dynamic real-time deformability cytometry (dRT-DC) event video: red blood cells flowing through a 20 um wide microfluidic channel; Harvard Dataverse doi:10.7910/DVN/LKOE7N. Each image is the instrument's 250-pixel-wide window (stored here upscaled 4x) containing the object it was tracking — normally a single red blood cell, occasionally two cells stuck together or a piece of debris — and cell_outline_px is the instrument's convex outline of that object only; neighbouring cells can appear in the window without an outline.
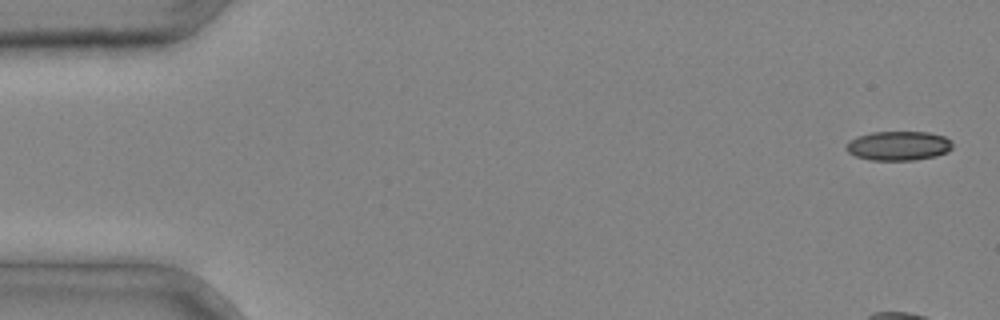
{"species": "common noctule bat (a hibernating species)", "species_latin": "Nyctalus noctula", "temperature_condition": "cold", "stored_images_in_passage": 3, "camera_frame_rate_fps": 3000, "um_per_image_px": 0.085, "animal": {"sex": "male", "body_mass_g": 20.4}, "frame": {"image": 1, "passage_image": 1, "time_ms": 0.0, "image_size_px": [1000, 320], "cell_outline_px": [[952, 148], [948, 152], [936, 156], [916, 160], [868, 160], [856, 156], [848, 152], [844, 148], [856, 136], [872, 132], [928, 132], [944, 136], [952, 140]], "centroid_in_image_um": [76.4, 12.39], "position_along_channel_um": 8.6, "area_um2": 18.26}}